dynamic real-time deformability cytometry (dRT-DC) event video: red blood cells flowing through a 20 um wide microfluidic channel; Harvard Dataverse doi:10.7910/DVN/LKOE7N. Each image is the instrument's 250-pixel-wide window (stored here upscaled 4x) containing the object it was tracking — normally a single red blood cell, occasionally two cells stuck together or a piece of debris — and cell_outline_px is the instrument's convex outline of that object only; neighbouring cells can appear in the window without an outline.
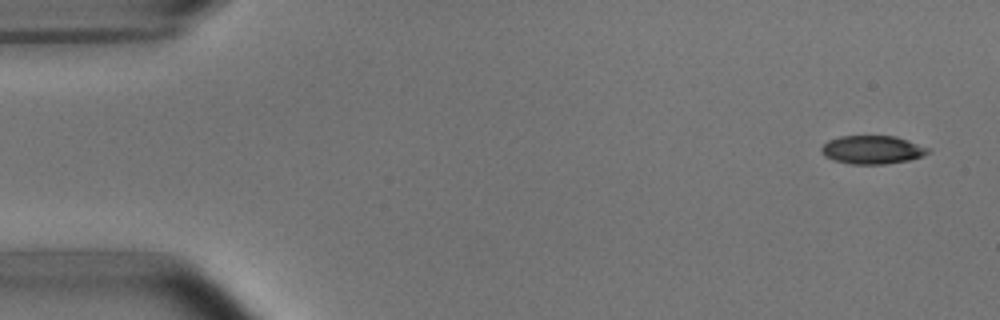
{"species": "common noctule bat (a hibernating species)", "species_latin": "Nyctalus noctula", "temperature_condition": "room temperature", "stored_images_in_passage": 5, "camera_frame_rate_fps": 3000, "um_per_image_px": 0.085, "animal": {"sex": "male", "body_mass_g": 15.6}, "frame": {"image": 1, "passage_image": 1, "time_ms": 0.0, "image_size_px": [1000, 320], "cell_outline_px": [[932, 152], [908, 160], [884, 164], [852, 164], [832, 160], [824, 156], [820, 152], [820, 148], [828, 140], [840, 136], [896, 136], [932, 148]], "centroid_in_image_um": [74.15, 12.72], "position_along_channel_um": 10.9, "area_um2": 17.8}}
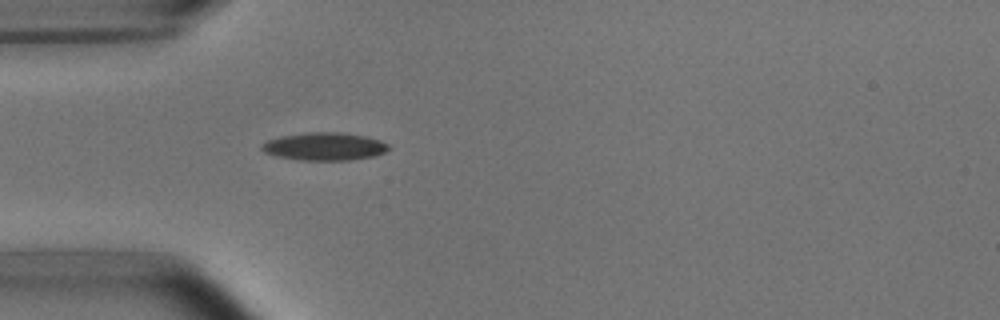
{"frame": {"image": 2, "passage_image": 5, "time_ms": 4.333, "image_size_px": [1000, 320], "cell_outline_px": [[392, 148], [376, 156], [348, 160], [300, 160], [276, 156], [264, 152], [260, 148], [260, 144], [268, 140], [280, 136], [308, 132], [340, 132], [364, 136], [380, 140], [388, 144]], "centroid_in_image_um": [27.57, 12.45], "position_along_channel_um": 57.4, "area_um2": 20.69}}